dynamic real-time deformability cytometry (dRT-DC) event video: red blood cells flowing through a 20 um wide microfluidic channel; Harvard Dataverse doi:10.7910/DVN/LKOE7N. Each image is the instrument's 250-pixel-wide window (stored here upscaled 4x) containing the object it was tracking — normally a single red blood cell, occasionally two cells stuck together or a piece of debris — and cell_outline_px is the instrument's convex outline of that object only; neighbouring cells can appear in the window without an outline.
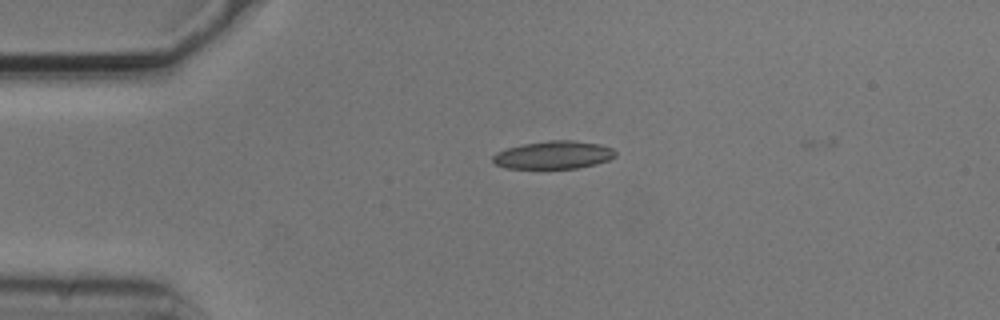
{"species": "common noctule bat (a hibernating species)", "species_latin": "Nyctalus noctula", "temperature_condition": "cold", "stored_images_in_passage": 3, "camera_frame_rate_fps": 3000, "um_per_image_px": 0.085, "animal": {"sex": "male", "body_mass_g": 20.5, "forearm_length_mm": 52.5}, "frame": {"image": 1, "passage_image": 1, "time_ms": 0.0, "image_size_px": [1000, 320], "cell_outline_px": [[616, 156], [608, 160], [596, 164], [576, 168], [504, 168], [496, 164], [492, 160], [492, 156], [496, 152], [508, 148], [524, 144], [552, 140], [572, 140], [600, 144], [612, 148], [616, 152]], "centroid_in_image_um": [47.06, 13.17], "position_along_channel_um": 37.9, "area_um2": 19.83}}
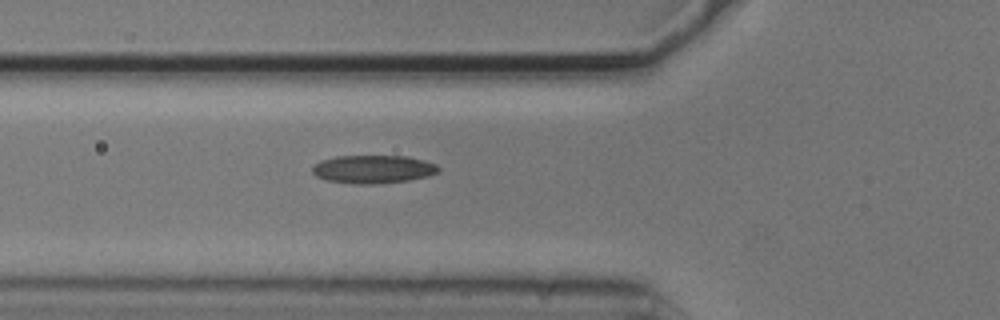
{"frame": {"image": 2, "passage_image": 3, "time_ms": 0.667, "image_size_px": [1000, 320], "cell_outline_px": [[440, 172], [428, 176], [408, 180], [380, 184], [352, 184], [324, 180], [316, 176], [312, 172], [312, 168], [320, 160], [336, 156], [408, 156], [424, 160], [436, 164], [440, 168]], "centroid_in_image_um": [31.72, 14.39], "position_along_channel_um": 94.1, "area_um2": 20.98}}